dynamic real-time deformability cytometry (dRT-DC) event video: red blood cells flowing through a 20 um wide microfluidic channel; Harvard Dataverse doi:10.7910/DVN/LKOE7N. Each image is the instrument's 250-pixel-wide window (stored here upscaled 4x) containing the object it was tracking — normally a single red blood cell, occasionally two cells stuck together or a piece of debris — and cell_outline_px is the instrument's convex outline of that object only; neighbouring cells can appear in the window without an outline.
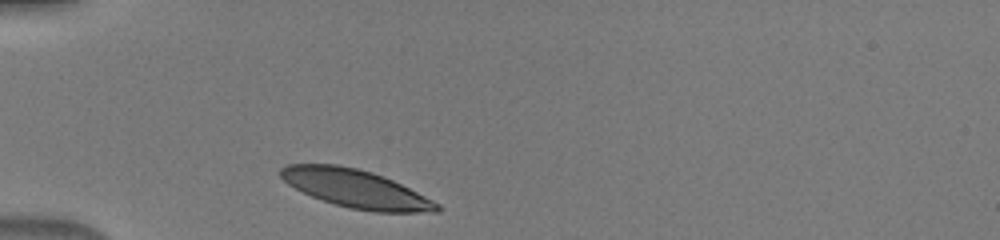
{"species": "human", "species_latin": "Homo sapiens", "temperature_condition": "warm", "stored_images_in_passage": 22, "camera_frame_rate_fps": 3000, "um_per_image_px": 0.085, "donor": {"sex": "male"}, "frame": {"image": 1, "passage_image": 1, "time_ms": 0.0, "image_size_px": [1000, 240], "cell_outline_px": [[444, 208], [440, 212], [376, 212], [352, 208], [336, 204], [312, 196], [288, 184], [280, 176], [280, 168], [288, 164], [336, 164], [356, 168], [372, 172], [384, 176], [440, 204]], "centroid_in_image_um": [30.27, 16.04], "position_along_channel_um": 54.7, "area_um2": 34.33}}